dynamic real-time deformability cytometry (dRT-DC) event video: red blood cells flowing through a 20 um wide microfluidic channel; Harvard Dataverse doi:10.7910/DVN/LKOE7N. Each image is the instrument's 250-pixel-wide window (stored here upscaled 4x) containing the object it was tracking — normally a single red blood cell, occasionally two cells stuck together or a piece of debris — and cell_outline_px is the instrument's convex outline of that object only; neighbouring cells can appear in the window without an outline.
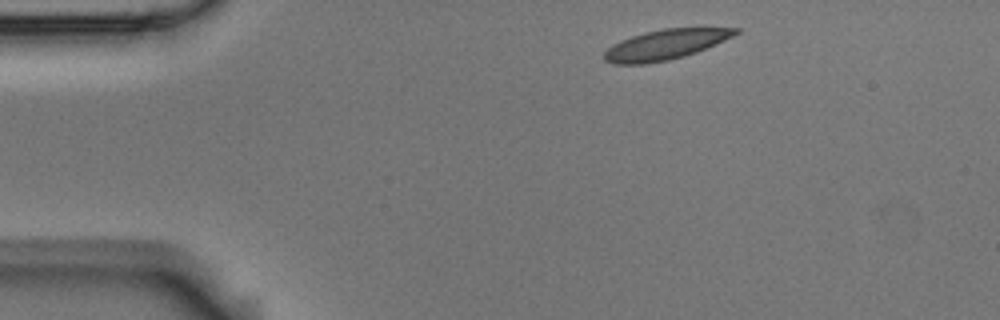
{"species": "Egyptian fruit bat (a non-hibernating species)", "species_latin": "Rousettus aegyptiacus", "temperature_condition": "room temperature", "stored_images_in_passage": 3, "camera_frame_rate_fps": 3000, "um_per_image_px": 0.085, "animal": {"sex": "male"}, "frame": {"image": 1, "passage_image": 1, "time_ms": 0.0, "image_size_px": [1000, 320], "cell_outline_px": [[740, 32], [716, 44], [696, 52], [684, 56], [668, 60], [644, 64], [616, 64], [604, 60], [604, 52], [612, 44], [620, 40], [644, 32], [664, 28], [740, 28]], "centroid_in_image_um": [56.54, 3.79], "position_along_channel_um": 28.5, "area_um2": 22.83}}